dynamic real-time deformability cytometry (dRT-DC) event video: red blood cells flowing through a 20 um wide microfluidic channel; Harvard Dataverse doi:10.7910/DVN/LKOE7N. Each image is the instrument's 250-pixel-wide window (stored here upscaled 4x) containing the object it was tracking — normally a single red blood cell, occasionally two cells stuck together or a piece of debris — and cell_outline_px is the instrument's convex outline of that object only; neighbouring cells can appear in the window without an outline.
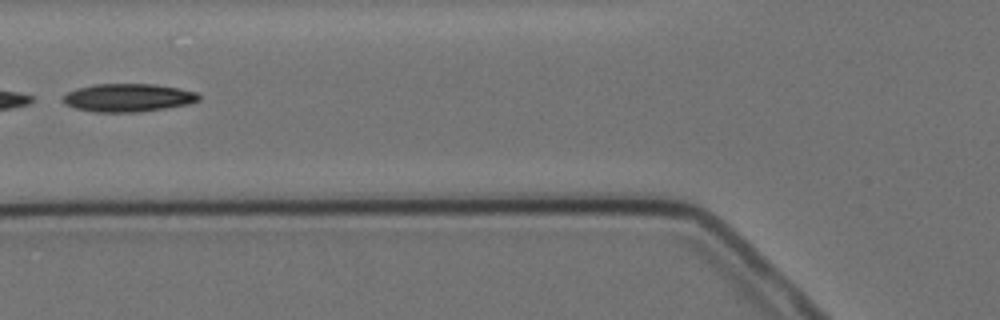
{"species": "Egyptian fruit bat (a non-hibernating species)", "species_latin": "Rousettus aegyptiacus", "temperature_condition": "cold", "stored_images_in_passage": 13, "camera_frame_rate_fps": 3000, "um_per_image_px": 0.085, "animal": {"sex": "female"}, "frame": {"image": 1, "passage_image": 3, "time_ms": 2.333, "image_size_px": [1000, 320], "cell_outline_px": [[200, 100], [188, 104], [164, 108], [136, 112], [96, 112], [76, 108], [64, 104], [60, 100], [68, 92], [76, 88], [92, 84], [156, 84], [180, 88], [196, 92], [200, 96]], "centroid_in_image_um": [10.87, 8.29], "position_along_channel_um": 114.9, "area_um2": 22.31}}
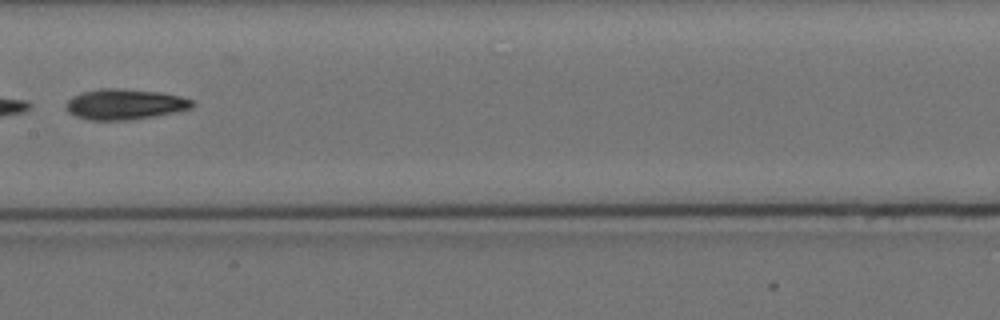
{"frame": {"image": 2, "passage_image": 5, "time_ms": 4.667, "image_size_px": [1000, 320], "cell_outline_px": [[192, 108], [156, 116], [132, 120], [88, 120], [76, 116], [68, 112], [64, 108], [64, 104], [72, 96], [80, 92], [100, 88], [120, 88], [160, 92], [180, 96], [192, 100]], "centroid_in_image_um": [10.54, 8.86], "position_along_channel_um": 196.9, "area_um2": 22.72}}
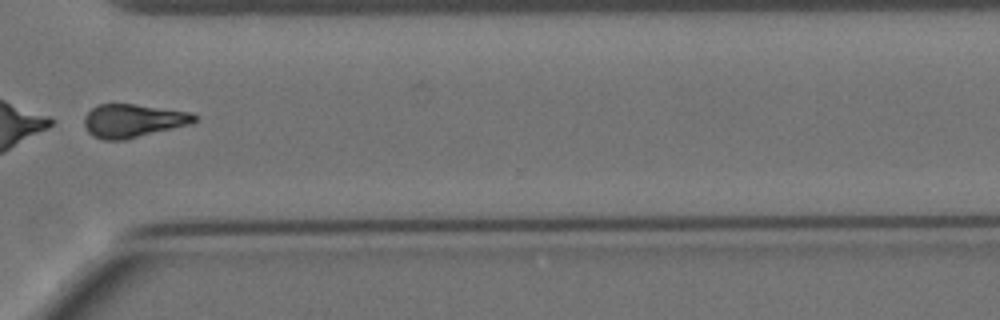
{"frame": {"image": 3, "passage_image": 9, "time_ms": 9.333, "image_size_px": [1000, 320], "cell_outline_px": [[200, 116], [192, 124], [124, 140], [104, 140], [92, 136], [88, 132], [84, 124], [84, 116], [96, 104], [136, 104], [192, 112]], "centroid_in_image_um": [11.33, 10.26], "position_along_channel_um": 359.3, "area_um2": 21.68}, "authors_computed_cell_mechanics": {"area_um2": 22.3108, "velocity_mm_per_s": 3.4822, "shape_relaxation_time_tau1_ms": 4.5474, "shape_relaxation_time_tau2_ms": null, "deformation_change_tau1": 0.0996, "deformation_change_tau2": null}}